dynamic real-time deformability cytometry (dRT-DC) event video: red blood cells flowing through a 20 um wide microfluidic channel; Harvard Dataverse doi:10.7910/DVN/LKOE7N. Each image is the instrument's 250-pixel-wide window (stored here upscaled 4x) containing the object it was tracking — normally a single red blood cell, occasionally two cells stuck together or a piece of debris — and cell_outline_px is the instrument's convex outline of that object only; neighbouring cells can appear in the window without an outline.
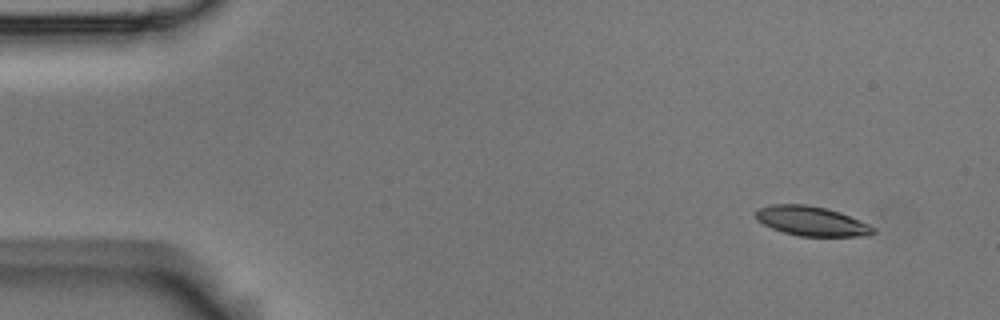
{"species": "Egyptian fruit bat (a non-hibernating species)", "species_latin": "Rousettus aegyptiacus", "temperature_condition": "room temperature", "stored_images_in_passage": 5, "segment_of_instrument_passage": [1, 2], "camera_frame_rate_fps": 3000, "um_per_image_px": 0.085, "animal": {"sex": "male"}, "frame": {"image": 1, "passage_image": 1, "time_ms": 0.0, "image_size_px": [1000, 320], "cell_outline_px": [[876, 232], [868, 236], [800, 236], [784, 232], [772, 228], [756, 220], [756, 212], [760, 208], [772, 204], [804, 204], [824, 208], [840, 212], [860, 220], [876, 228]], "centroid_in_image_um": [69.01, 18.8], "position_along_channel_um": 16.0, "area_um2": 20.11}}